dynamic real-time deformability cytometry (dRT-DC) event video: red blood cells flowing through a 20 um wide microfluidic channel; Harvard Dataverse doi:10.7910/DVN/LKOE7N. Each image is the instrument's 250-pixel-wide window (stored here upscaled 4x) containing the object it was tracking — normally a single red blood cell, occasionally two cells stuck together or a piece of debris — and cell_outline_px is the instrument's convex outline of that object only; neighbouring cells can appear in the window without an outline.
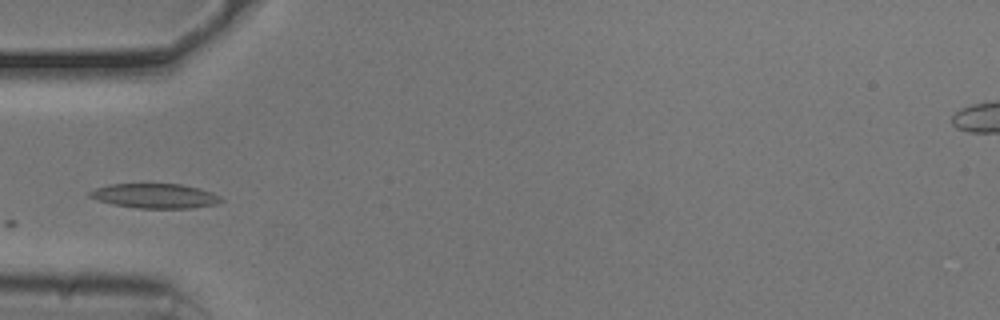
{"species": "common noctule bat (a hibernating species)", "species_latin": "Nyctalus noctula", "temperature_condition": "cold", "stored_images_in_passage": 28, "camera_frame_rate_fps": 3000, "um_per_image_px": 0.085, "animal": {"sex": "male", "body_mass_g": 20.5, "forearm_length_mm": 52.5}, "frame": {"image": 1, "passage_image": 1, "time_ms": 0.0, "image_size_px": [1000, 320], "cell_outline_px": [[224, 200], [216, 204], [192, 208], [136, 208], [112, 204], [96, 200], [88, 196], [88, 192], [96, 188], [108, 184], [180, 184], [200, 188], [212, 192], [220, 196]], "centroid_in_image_um": [13.17, 16.65], "position_along_channel_um": 71.8, "area_um2": 18.96}}
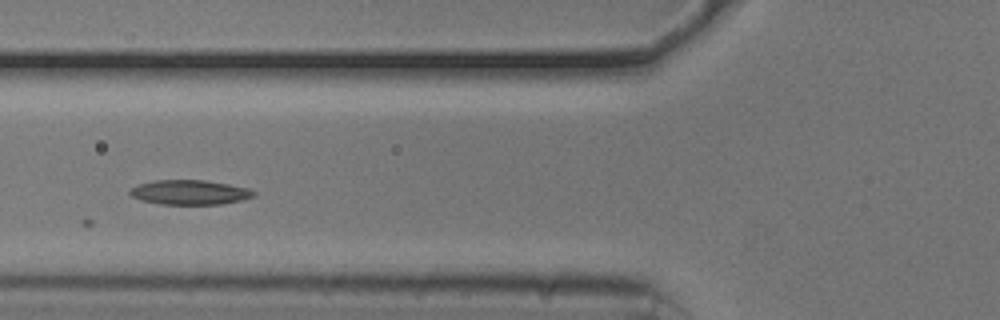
{"frame": {"image": 2, "passage_image": 4, "time_ms": 1.0, "image_size_px": [1000, 320], "cell_outline_px": [[256, 196], [240, 200], [220, 204], [160, 204], [140, 200], [132, 196], [128, 192], [128, 188], [136, 184], [152, 180], [204, 180], [228, 184], [248, 188], [256, 192]], "centroid_in_image_um": [16.07, 16.34], "position_along_channel_um": 109.7, "area_um2": 17.92}}
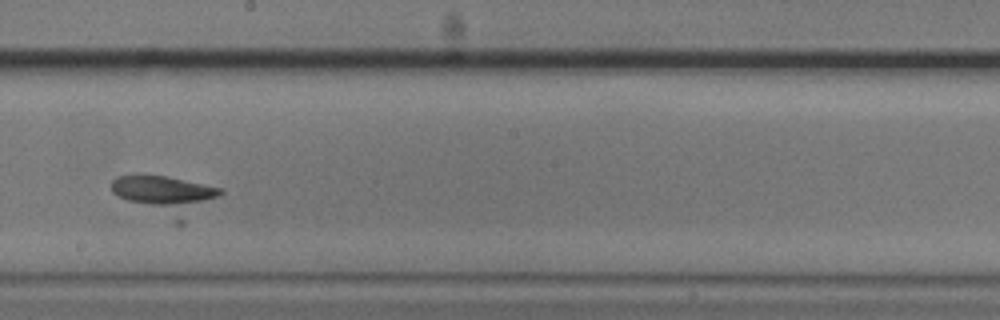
{"frame": {"image": 3, "passage_image": 14, "time_ms": 4.333, "image_size_px": [1000, 320], "cell_outline_px": [[224, 192], [216, 196], [184, 204], [152, 204], [128, 200], [116, 196], [112, 192], [112, 180], [116, 176], [168, 176], [220, 188]], "centroid_in_image_um": [13.74, 16.14], "position_along_channel_um": 234.5, "area_um2": 17.28}}